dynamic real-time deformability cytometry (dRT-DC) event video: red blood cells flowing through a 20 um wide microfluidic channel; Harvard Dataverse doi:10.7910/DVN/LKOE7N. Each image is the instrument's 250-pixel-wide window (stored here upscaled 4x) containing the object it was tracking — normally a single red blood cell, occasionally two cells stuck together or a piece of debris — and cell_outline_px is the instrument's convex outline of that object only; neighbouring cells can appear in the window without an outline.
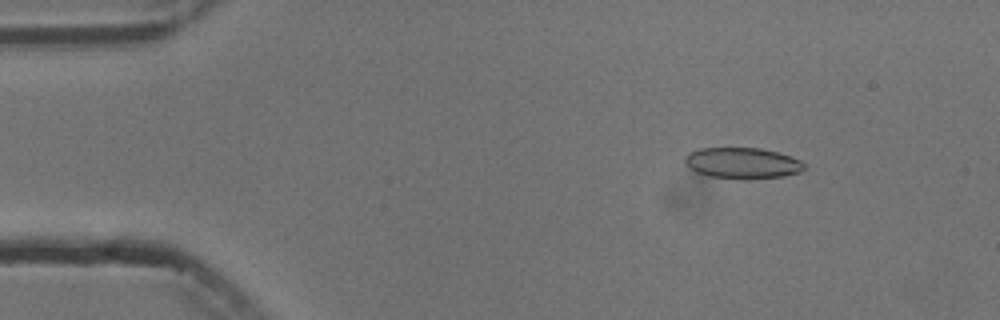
{"species": "common noctule bat (a hibernating species)", "species_latin": "Nyctalus noctula", "temperature_condition": "cold", "stored_images_in_passage": 7, "camera_frame_rate_fps": 3000, "um_per_image_px": 0.085, "animal": {"sex": "male", "body_mass_g": 13.3}, "frame": {"image": 1, "passage_image": 2, "time_ms": 1.333, "image_size_px": [1000, 320], "cell_outline_px": [[804, 168], [800, 172], [784, 176], [740, 180], [708, 176], [696, 172], [684, 160], [684, 156], [688, 152], [700, 148], [760, 148], [776, 152], [800, 160], [804, 164]], "centroid_in_image_um": [63.08, 13.87], "position_along_channel_um": 21.9, "area_um2": 21.56}}
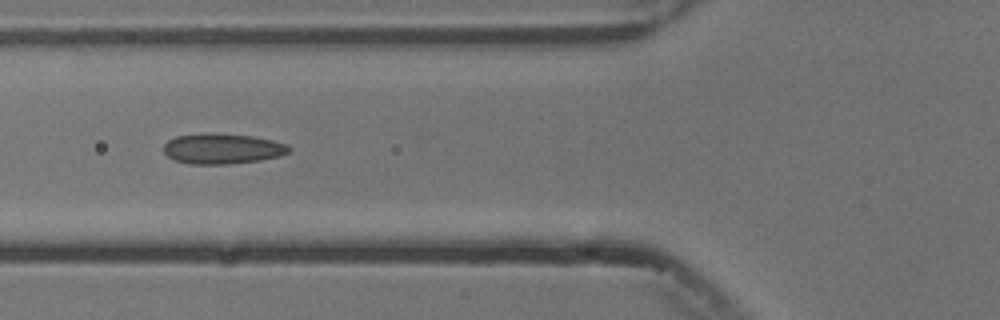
{"frame": {"image": 2, "passage_image": 6, "time_ms": 5.667, "image_size_px": [1000, 320], "cell_outline_px": [[292, 148], [288, 152], [280, 156], [260, 160], [228, 164], [188, 164], [172, 160], [164, 152], [164, 144], [168, 140], [176, 136], [212, 132], [252, 136], [272, 140], [288, 144]], "centroid_in_image_um": [18.89, 12.63], "position_along_channel_um": 106.9, "area_um2": 22.43}}
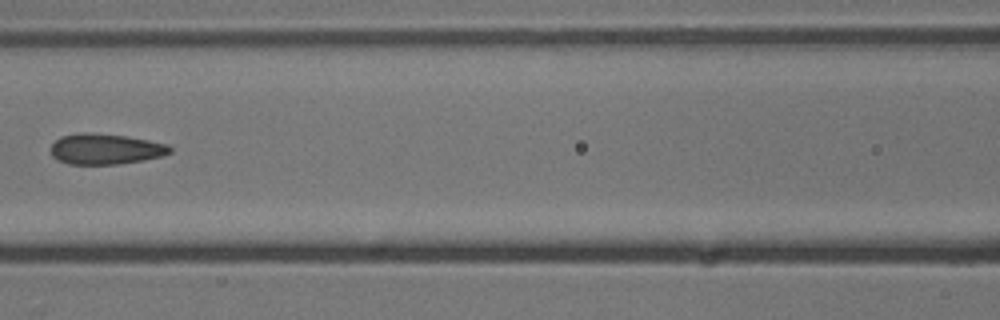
{"frame": {"image": 3, "passage_image": 7, "time_ms": 7.0, "image_size_px": [1000, 320], "cell_outline_px": [[172, 152], [160, 156], [144, 160], [116, 164], [68, 164], [56, 160], [52, 156], [52, 144], [60, 136], [80, 132], [92, 132], [124, 136], [148, 140], [168, 144], [172, 148]], "centroid_in_image_um": [8.95, 12.66], "position_along_channel_um": 157.7, "area_um2": 21.33}}